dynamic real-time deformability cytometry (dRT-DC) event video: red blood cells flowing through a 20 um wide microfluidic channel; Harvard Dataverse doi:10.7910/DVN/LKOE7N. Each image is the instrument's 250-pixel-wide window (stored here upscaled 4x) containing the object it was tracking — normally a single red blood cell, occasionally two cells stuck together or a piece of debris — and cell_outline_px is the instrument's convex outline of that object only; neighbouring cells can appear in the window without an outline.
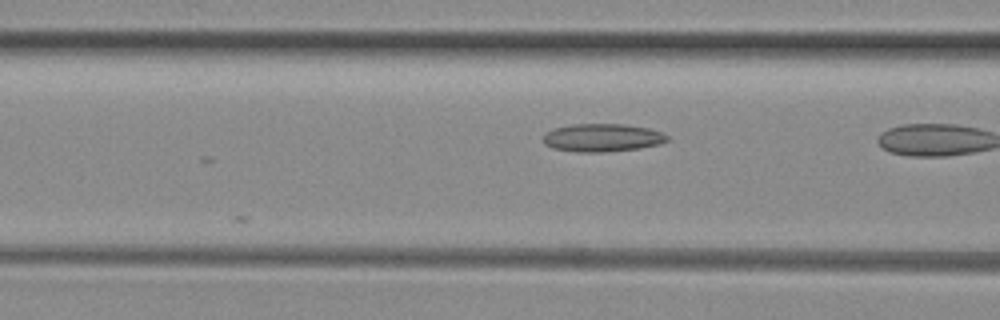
{"species": "common noctule bat (a hibernating species)", "species_latin": "Nyctalus noctula", "temperature_condition": "room temperature", "stored_images_in_passage": 8, "camera_frame_rate_fps": 3000, "um_per_image_px": 0.085, "animal": {"sex": "female", "body_mass_g": 29.2, "forearm_length_mm": 56.3}, "frame": {"image": 1, "passage_image": 8, "time_ms": 2.333, "image_size_px": [1000, 320], "cell_outline_px": [[668, 140], [660, 144], [640, 148], [604, 152], [576, 152], [552, 148], [544, 144], [544, 132], [552, 128], [572, 124], [624, 124], [648, 128], [660, 132], [668, 136]], "centroid_in_image_um": [51.16, 11.7], "position_along_channel_um": 115.4, "area_um2": 20.35}}